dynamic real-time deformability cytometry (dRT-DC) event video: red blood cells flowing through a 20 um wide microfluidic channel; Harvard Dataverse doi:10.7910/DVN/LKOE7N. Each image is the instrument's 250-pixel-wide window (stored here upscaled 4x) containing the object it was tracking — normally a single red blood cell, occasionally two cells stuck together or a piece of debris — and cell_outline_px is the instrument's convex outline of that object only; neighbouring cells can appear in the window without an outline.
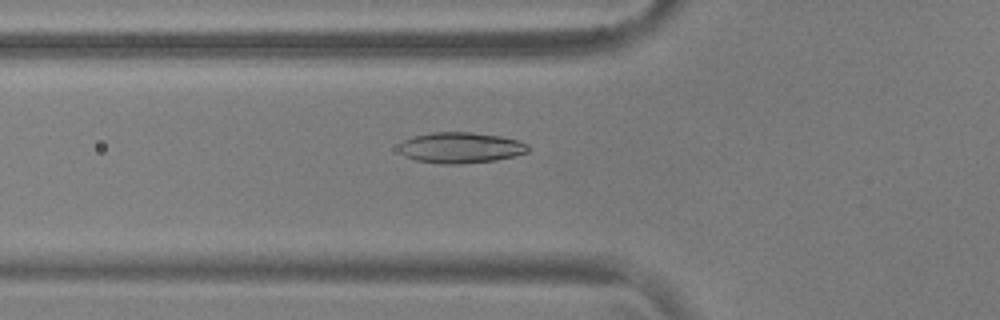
{"species": "common noctule bat (a hibernating species)", "species_latin": "Nyctalus noctula", "temperature_condition": "warm", "stored_images_in_passage": 49, "camera_frame_rate_fps": 3000, "um_per_image_px": 0.085, "animal": {"sex": "male", "body_mass_g": 17.9, "forearm_length_mm": 54.2}, "frame": {"image": 1, "passage_image": 14, "time_ms": 4.333, "image_size_px": [1000, 320], "cell_outline_px": [[528, 152], [496, 160], [460, 164], [440, 164], [416, 160], [400, 152], [400, 144], [404, 140], [416, 136], [432, 132], [472, 132], [500, 136], [516, 140], [528, 144]], "centroid_in_image_um": [39.17, 12.55], "position_along_channel_um": 86.6, "area_um2": 22.95}}
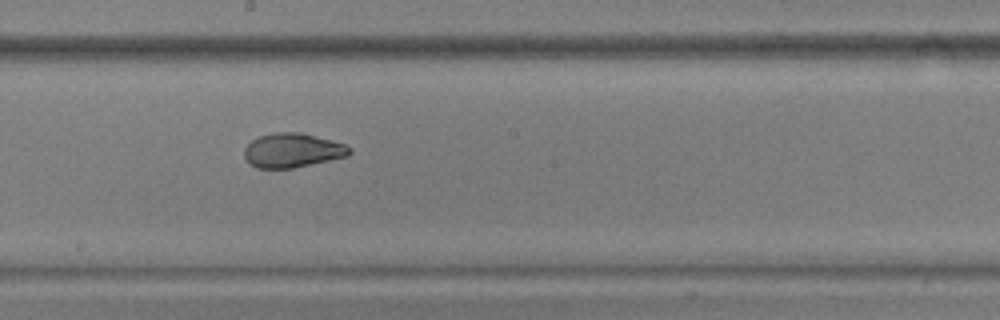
{"frame": {"image": 2, "passage_image": 25, "time_ms": 8.0, "image_size_px": [1000, 320], "cell_outline_px": [[352, 152], [348, 156], [292, 168], [256, 168], [248, 164], [244, 156], [244, 148], [252, 140], [260, 136], [276, 132], [300, 132], [332, 140], [344, 144], [352, 148]], "centroid_in_image_um": [24.85, 12.78], "position_along_channel_um": 223.4, "area_um2": 21.04}}
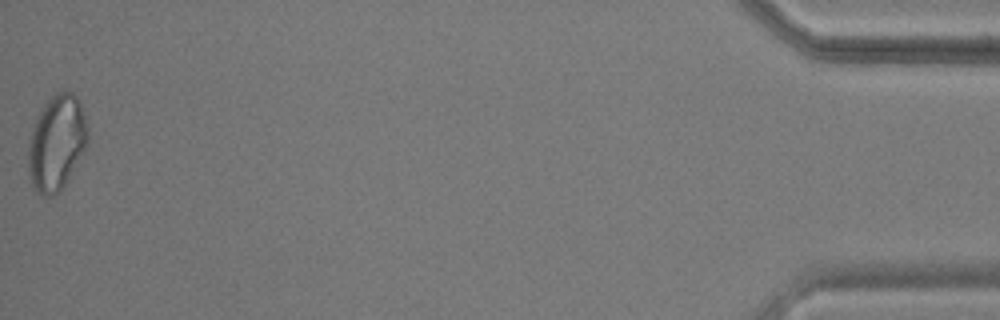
{"frame": {"image": 3, "passage_image": 49, "time_ms": 16.0, "image_size_px": [1000, 320], "cell_outline_px": [[88, 140], [68, 180], [52, 196], [44, 196], [36, 192], [32, 188], [28, 172], [28, 144], [32, 128], [36, 116], [44, 104], [56, 92], [72, 92], [76, 96], [80, 104], [88, 128]], "centroid_in_image_um": [4.77, 12.14], "position_along_channel_um": 430.4, "area_um2": 32.83}, "authors_computed_cell_mechanics": {"area_um2": 22.3108, "velocity_mm_per_s": 3.706, "shape_relaxation_time_tau1_ms": 8.3228, "shape_relaxation_time_tau2_ms": 0.9544, "deformation_change_tau1": 0.214, "deformation_change_tau2": 0.0487}}